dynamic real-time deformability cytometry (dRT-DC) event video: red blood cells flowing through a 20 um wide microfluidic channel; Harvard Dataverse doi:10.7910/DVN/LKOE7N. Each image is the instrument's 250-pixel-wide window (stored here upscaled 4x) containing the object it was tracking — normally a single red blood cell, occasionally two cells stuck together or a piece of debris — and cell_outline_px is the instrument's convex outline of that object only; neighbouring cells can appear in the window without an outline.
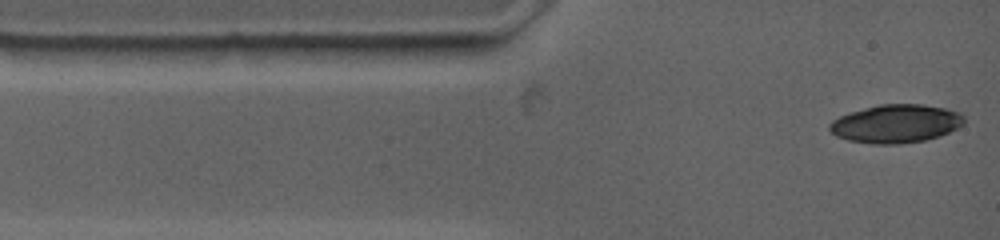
{"species": "common noctule bat (a hibernating species)", "species_latin": "Nyctalus noctula", "temperature_condition": "warm", "stored_images_in_passage": 6, "camera_frame_rate_fps": 4500, "um_per_image_px": 0.085, "animal": {"sex": "female", "body_mass_g": 19.0, "forearm_length_mm": 53.3}, "frame": {"image": 1, "passage_image": 1, "time_ms": 0.0, "image_size_px": [1000, 240], "cell_outline_px": [[964, 124], [940, 136], [924, 140], [900, 144], [876, 144], [848, 140], [836, 136], [828, 128], [828, 124], [832, 120], [848, 112], [880, 104], [924, 104], [944, 108], [960, 112], [964, 116]], "centroid_in_image_um": [76.14, 10.51], "position_along_channel_um": 8.9, "area_um2": 30.11}}